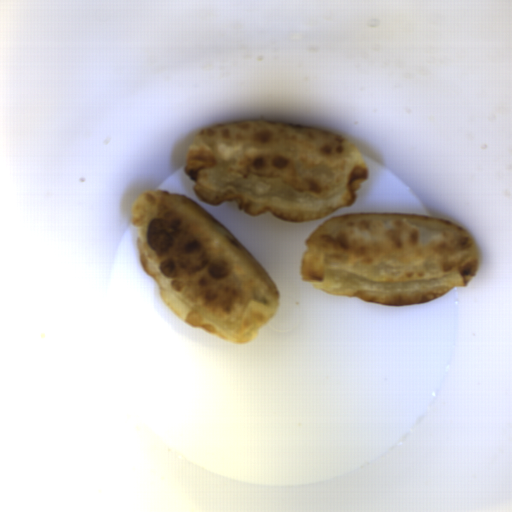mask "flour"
Instances as JSON below:
<instances>
[{
	"mask_svg": "<svg viewBox=\"0 0 512 512\" xmlns=\"http://www.w3.org/2000/svg\"><path fill=\"white\" fill-rule=\"evenodd\" d=\"M184 172L213 206L308 222L354 205L370 177L345 136L300 124L247 119L208 124L188 145Z\"/></svg>",
	"mask_w": 512,
	"mask_h": 512,
	"instance_id": "obj_1",
	"label": "flour"
},
{
	"mask_svg": "<svg viewBox=\"0 0 512 512\" xmlns=\"http://www.w3.org/2000/svg\"><path fill=\"white\" fill-rule=\"evenodd\" d=\"M130 222L144 273L191 327L244 345L278 312L281 298L269 275L186 194L147 190L135 200Z\"/></svg>",
	"mask_w": 512,
	"mask_h": 512,
	"instance_id": "obj_2",
	"label": "flour"
},
{
	"mask_svg": "<svg viewBox=\"0 0 512 512\" xmlns=\"http://www.w3.org/2000/svg\"><path fill=\"white\" fill-rule=\"evenodd\" d=\"M479 262L475 241L453 221L352 213L329 218L308 235L300 274L330 294L401 307L467 286Z\"/></svg>",
	"mask_w": 512,
	"mask_h": 512,
	"instance_id": "obj_3",
	"label": "flour"
}]
</instances>
